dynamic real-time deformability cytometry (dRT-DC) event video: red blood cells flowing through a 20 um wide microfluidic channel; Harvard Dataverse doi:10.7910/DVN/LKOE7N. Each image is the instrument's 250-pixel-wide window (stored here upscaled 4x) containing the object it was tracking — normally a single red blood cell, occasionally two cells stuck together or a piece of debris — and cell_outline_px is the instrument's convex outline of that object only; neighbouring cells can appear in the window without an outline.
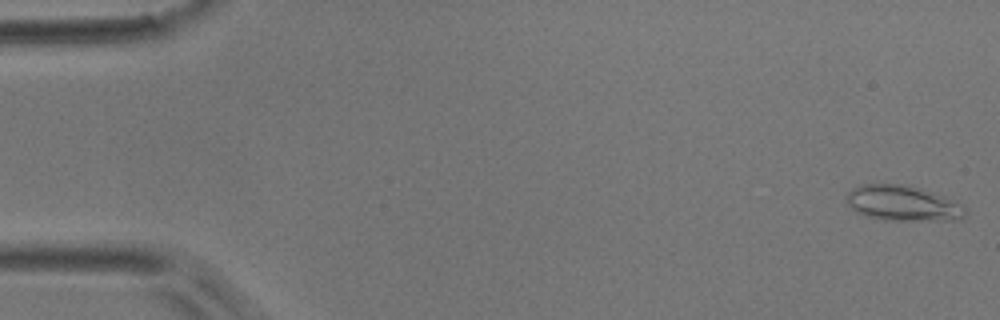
{"species": "common noctule bat (a hibernating species)", "species_latin": "Nyctalus noctula", "temperature_condition": "room temperature", "stored_images_in_passage": 40, "camera_frame_rate_fps": 3000, "um_per_image_px": 0.085, "animal": {"sex": "male", "body_mass_g": 17.9}, "frame": {"image": 1, "passage_image": 1, "time_ms": 0.0, "image_size_px": [1000, 320], "cell_outline_px": [[968, 212], [960, 220], [884, 220], [868, 216], [856, 212], [848, 204], [844, 196], [856, 184], [904, 184], [932, 192], [944, 196], [964, 204], [968, 208]], "centroid_in_image_um": [76.76, 17.27], "position_along_channel_um": 8.2, "area_um2": 24.85}}
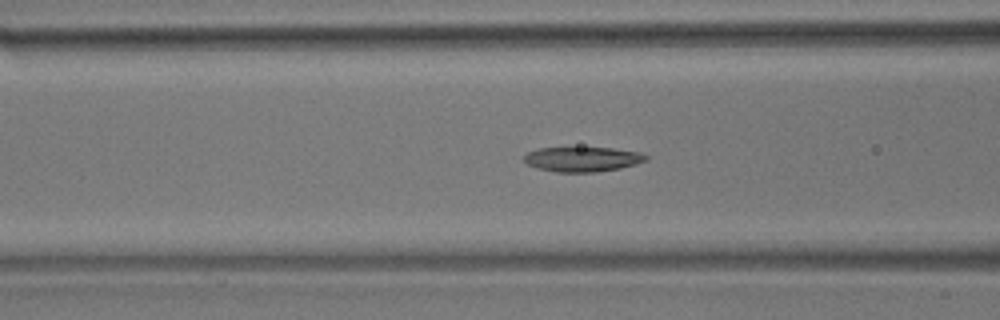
{"frame": {"image": 2, "passage_image": 20, "time_ms": 6.333, "image_size_px": [1000, 320], "cell_outline_px": [[648, 160], [636, 164], [620, 168], [596, 172], [556, 172], [536, 168], [528, 164], [524, 160], [524, 156], [528, 152], [540, 148], [612, 148], [640, 152], [648, 156]], "centroid_in_image_um": [49.53, 13.54], "position_along_channel_um": 117.1, "area_um2": 17.57}}
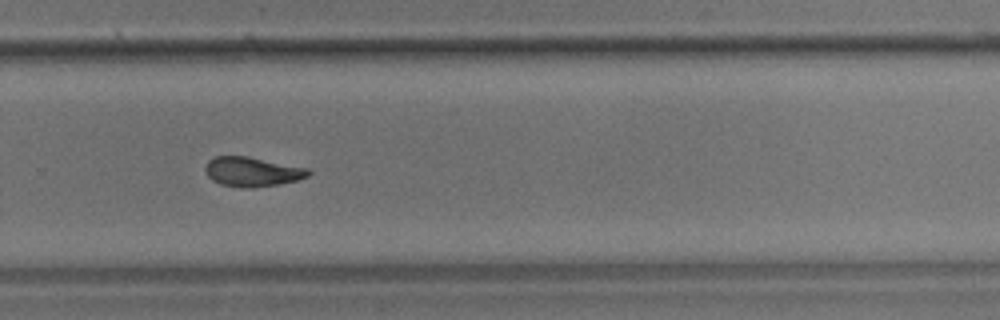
{"frame": {"image": 3, "passage_image": 35, "time_ms": 11.333, "image_size_px": [1000, 320], "cell_outline_px": [[312, 172], [308, 176], [296, 180], [276, 184], [252, 188], [244, 188], [220, 184], [212, 180], [208, 176], [204, 168], [208, 160], [216, 156], [248, 156], [308, 168]], "centroid_in_image_um": [21.42, 14.59], "position_along_channel_um": 308.4, "area_um2": 17.69}, "authors_computed_cell_mechanics": {"area_um2": 18.496, "velocity_mm_per_s": 3.8365, "shape_relaxation_time_tau1_ms": 6.1153, "shape_relaxation_time_tau2_ms": 5.1425, "deformation_change_tau1": 0.1786, "deformation_change_tau2": 0.1223}}